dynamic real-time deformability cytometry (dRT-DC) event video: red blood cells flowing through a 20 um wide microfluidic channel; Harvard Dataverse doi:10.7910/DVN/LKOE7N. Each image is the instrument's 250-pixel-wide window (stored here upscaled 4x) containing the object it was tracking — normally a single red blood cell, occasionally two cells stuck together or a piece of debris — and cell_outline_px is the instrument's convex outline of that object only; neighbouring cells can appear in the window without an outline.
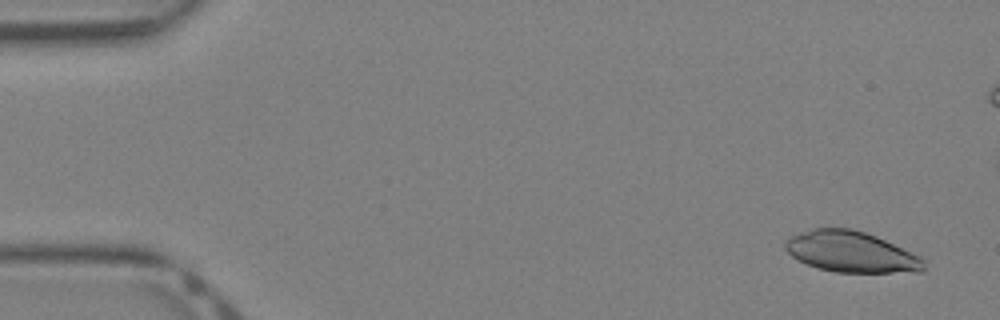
{"species": "Egyptian fruit bat (a non-hibernating species)", "species_latin": "Rousettus aegyptiacus", "temperature_condition": "warm", "stored_images_in_passage": 12, "camera_frame_rate_fps": 3000, "um_per_image_px": 0.085, "animal": {"sex": "female"}, "frame": {"image": 1, "passage_image": 1, "time_ms": 0.0, "image_size_px": [1000, 320], "cell_outline_px": [[924, 272], [836, 272], [816, 268], [792, 256], [784, 248], [784, 244], [792, 236], [800, 232], [812, 228], [848, 228], [864, 232], [876, 236], [920, 256], [924, 260]], "centroid_in_image_um": [72.35, 21.41], "position_along_channel_um": 12.6, "area_um2": 32.77}}